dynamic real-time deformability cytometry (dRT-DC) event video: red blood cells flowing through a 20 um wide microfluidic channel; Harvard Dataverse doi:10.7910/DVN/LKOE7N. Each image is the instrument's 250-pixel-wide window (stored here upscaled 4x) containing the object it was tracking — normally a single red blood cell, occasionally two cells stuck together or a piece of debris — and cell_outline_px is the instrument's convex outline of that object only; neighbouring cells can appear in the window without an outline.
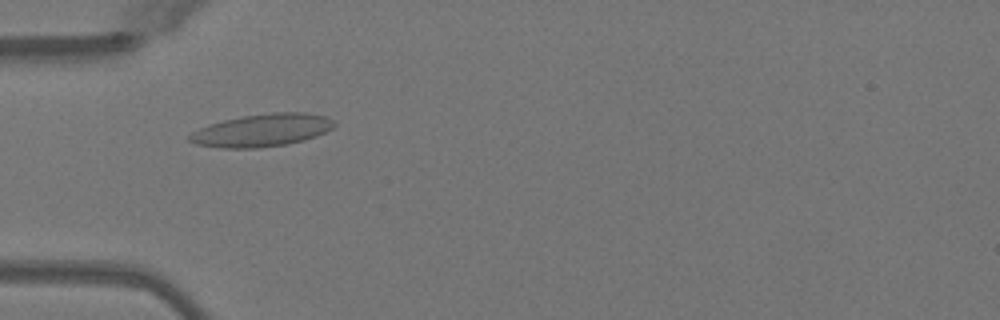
{"species": "Egyptian fruit bat (a non-hibernating species)", "species_latin": "Rousettus aegyptiacus", "temperature_condition": "warm", "stored_images_in_passage": 49, "camera_frame_rate_fps": 3000, "um_per_image_px": 0.085, "animal": {"sex": "female"}, "frame": {"image": 1, "passage_image": 15, "time_ms": 4.667, "image_size_px": [1000, 320], "cell_outline_px": [[336, 124], [332, 128], [316, 136], [304, 140], [284, 144], [256, 148], [220, 148], [196, 144], [188, 140], [188, 136], [192, 132], [208, 124], [240, 116], [272, 112], [304, 112], [324, 116], [332, 120]], "centroid_in_image_um": [22.24, 11.07], "position_along_channel_um": 62.8, "area_um2": 27.46}}
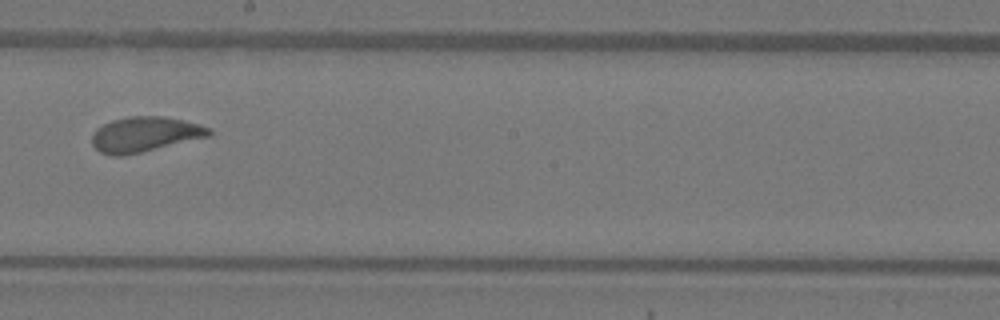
{"frame": {"image": 2, "passage_image": 28, "time_ms": 9.0, "image_size_px": [1000, 320], "cell_outline_px": [[212, 136], [140, 152], [120, 156], [112, 156], [100, 152], [92, 144], [92, 136], [96, 128], [112, 120], [128, 116], [164, 116], [184, 120], [200, 124], [212, 128]], "centroid_in_image_um": [12.35, 11.41], "position_along_channel_um": 235.9, "area_um2": 24.04}}
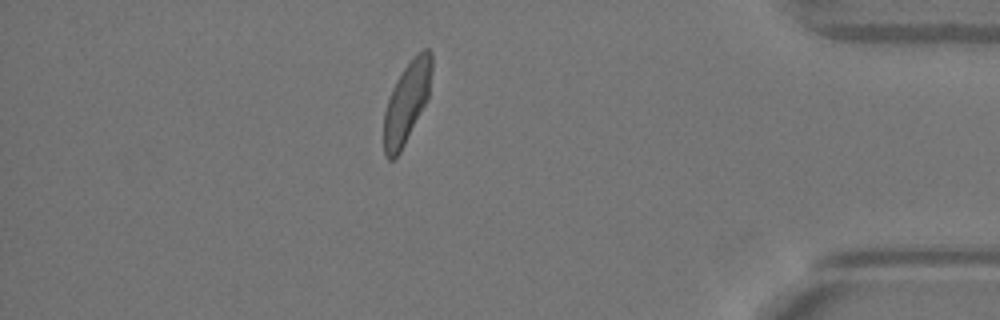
{"frame": {"image": 3, "passage_image": 43, "time_ms": 14.0, "image_size_px": [1000, 320], "cell_outline_px": [[432, 72], [428, 100], [400, 152], [392, 160], [388, 160], [384, 156], [384, 112], [392, 88], [396, 80], [404, 68], [424, 48], [428, 48], [432, 52]], "centroid_in_image_um": [34.58, 8.71], "position_along_channel_um": 400.6, "area_um2": 22.48}, "authors_computed_cell_mechanics": {"area_um2": 24.0448, "velocity_mm_per_s": 4.0397, "shape_relaxation_time_tau1_ms": 2.927, "shape_relaxation_time_tau2_ms": 0.9923, "deformation_change_tau1": 0.1235, "deformation_change_tau2": 0.0839}}